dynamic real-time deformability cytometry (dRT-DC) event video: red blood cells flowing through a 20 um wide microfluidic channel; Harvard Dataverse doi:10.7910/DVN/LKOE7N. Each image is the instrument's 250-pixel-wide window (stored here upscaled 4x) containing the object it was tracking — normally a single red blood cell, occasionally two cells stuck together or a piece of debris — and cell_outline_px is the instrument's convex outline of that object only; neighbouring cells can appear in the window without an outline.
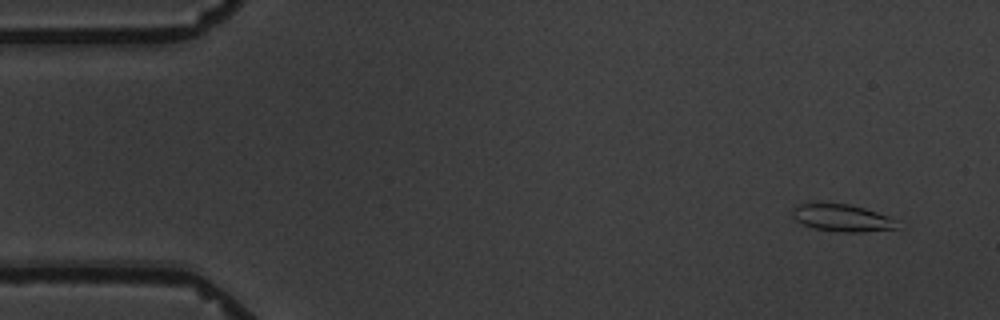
{"species": "common noctule bat (a hibernating species)", "species_latin": "Nyctalus noctula", "temperature_condition": "warm", "stored_images_in_passage": 8, "camera_frame_rate_fps": 3000, "um_per_image_px": 0.085, "animal": {"sex": "male", "body_mass_g": 19.5, "forearm_length_mm": 54.6}, "frame": {"image": 1, "passage_image": 1, "time_ms": 0.0, "image_size_px": [1000, 320], "cell_outline_px": [[896, 228], [860, 232], [840, 232], [812, 228], [796, 220], [792, 216], [792, 208], [800, 204], [812, 200], [848, 204], [864, 208], [888, 216], [896, 220]], "centroid_in_image_um": [71.47, 18.48], "position_along_channel_um": 13.5, "area_um2": 16.94}}
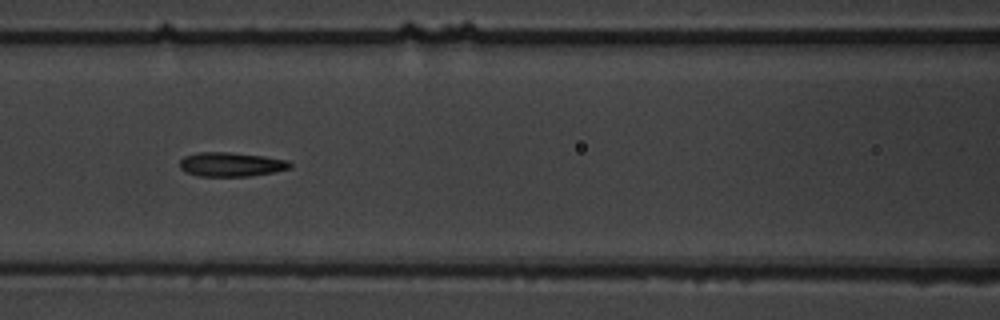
{"frame": {"image": 2, "passage_image": 7, "time_ms": 7.0, "image_size_px": [1000, 320], "cell_outline_px": [[292, 168], [272, 172], [248, 176], [196, 176], [184, 172], [180, 168], [180, 160], [184, 156], [200, 152], [232, 152], [264, 156], [288, 160], [292, 164]], "centroid_in_image_um": [19.63, 13.97], "position_along_channel_um": 147.0, "area_um2": 15.66}}
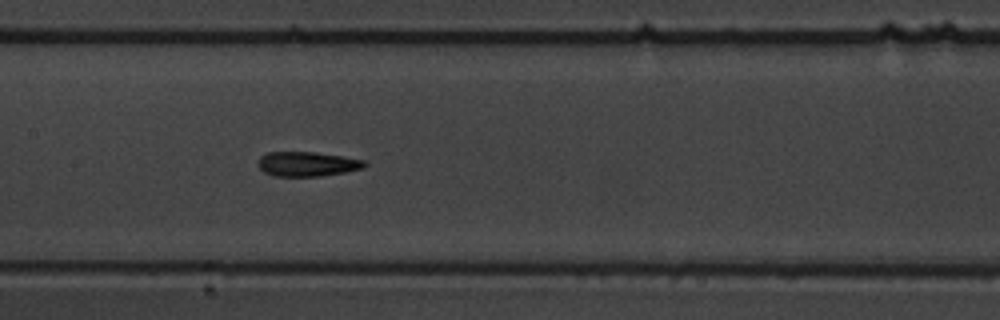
{"frame": {"image": 3, "passage_image": 8, "time_ms": 8.0, "image_size_px": [1000, 320], "cell_outline_px": [[368, 164], [364, 168], [344, 172], [320, 176], [272, 176], [264, 172], [256, 164], [260, 156], [268, 152], [316, 152], [344, 156], [364, 160]], "centroid_in_image_um": [26.1, 13.93], "position_along_channel_um": 181.3, "area_um2": 15.43}}